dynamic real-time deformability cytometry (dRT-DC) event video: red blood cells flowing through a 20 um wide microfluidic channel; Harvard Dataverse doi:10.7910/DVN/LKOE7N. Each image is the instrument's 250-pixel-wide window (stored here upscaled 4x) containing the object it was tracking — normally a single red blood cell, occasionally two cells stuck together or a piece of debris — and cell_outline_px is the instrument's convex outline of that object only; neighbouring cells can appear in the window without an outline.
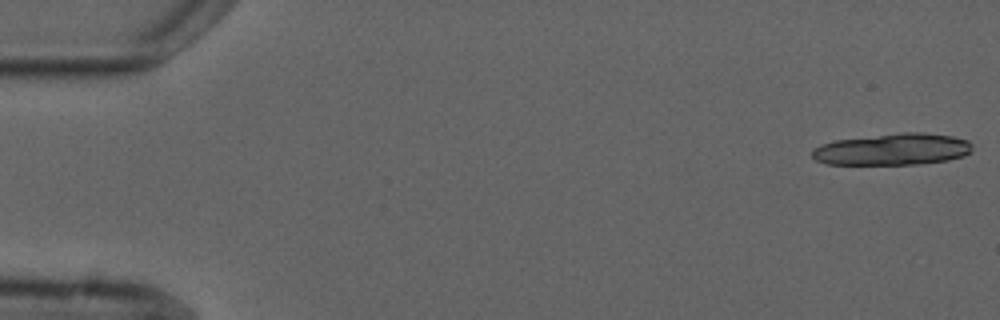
{"species": "common noctule bat (a hibernating species)", "species_latin": "Nyctalus noctula", "temperature_condition": "cold", "stored_images_in_passage": 5, "camera_frame_rate_fps": 3000, "um_per_image_px": 0.085, "animal": {"sex": "male", "forearm_length_mm": 52.5}, "frame": {"image": 1, "passage_image": 1, "time_ms": 0.0, "image_size_px": [1000, 320], "cell_outline_px": [[972, 152], [964, 156], [948, 160], [916, 164], [828, 164], [816, 160], [812, 156], [812, 148], [820, 144], [836, 140], [904, 132], [924, 132], [952, 136], [968, 140], [972, 144]], "centroid_in_image_um": [75.9, 12.69], "position_along_channel_um": 9.1, "area_um2": 29.59}}